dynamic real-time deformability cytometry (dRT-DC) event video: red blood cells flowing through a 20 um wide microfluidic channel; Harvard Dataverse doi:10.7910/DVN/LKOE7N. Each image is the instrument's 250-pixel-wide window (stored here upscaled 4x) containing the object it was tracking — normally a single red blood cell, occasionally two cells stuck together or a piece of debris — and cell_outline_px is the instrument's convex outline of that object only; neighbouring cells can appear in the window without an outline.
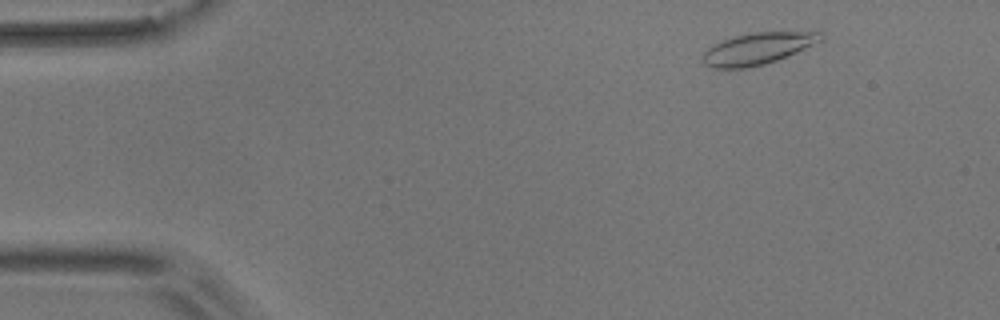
{"species": "common noctule bat (a hibernating species)", "species_latin": "Nyctalus noctula", "temperature_condition": "room temperature", "stored_images_in_passage": 50, "camera_frame_rate_fps": 3000, "um_per_image_px": 0.085, "animal": {"sex": "male", "body_mass_g": 17.9}, "frame": {"image": 1, "passage_image": 1, "time_ms": 0.0, "image_size_px": [1000, 320], "cell_outline_px": [[824, 40], [796, 52], [776, 60], [764, 64], [748, 68], [712, 68], [704, 64], [700, 60], [704, 52], [712, 44], [732, 36], [752, 32], [820, 32], [824, 36]], "centroid_in_image_um": [64.36, 4.13], "position_along_channel_um": 20.6, "area_um2": 21.91}}
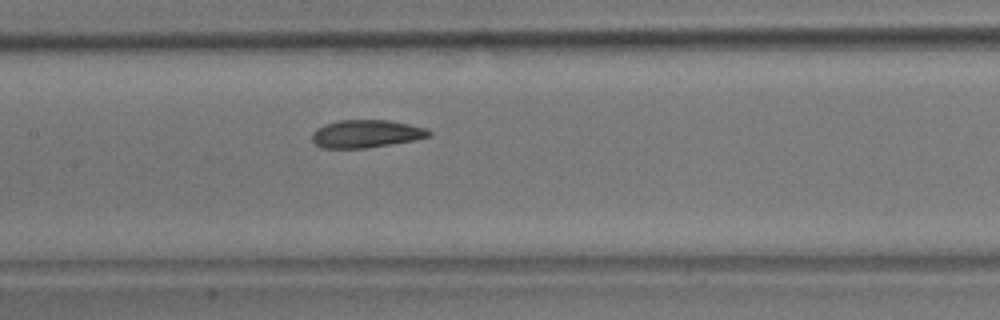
{"frame": {"image": 2, "passage_image": 21, "time_ms": 6.667, "image_size_px": [1000, 320], "cell_outline_px": [[432, 136], [416, 140], [368, 148], [320, 148], [312, 140], [312, 132], [316, 128], [324, 124], [340, 120], [388, 120], [428, 128], [432, 132]], "centroid_in_image_um": [31.14, 11.37], "position_along_channel_um": 176.3, "area_um2": 19.19}}
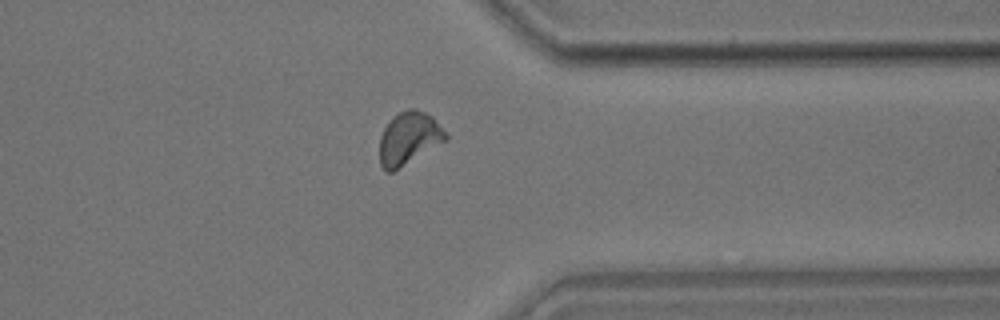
{"frame": {"image": 3, "passage_image": 38, "time_ms": 12.333, "image_size_px": [1000, 320], "cell_outline_px": [[448, 140], [392, 172], [384, 172], [380, 164], [380, 136], [384, 128], [392, 116], [408, 108], [416, 108], [432, 116], [448, 136]], "centroid_in_image_um": [34.74, 11.75], "position_along_channel_um": 376.7, "area_um2": 20.35}, "authors_computed_cell_mechanics": {"area_um2": 19.5653, "velocity_mm_per_s": 3.6346, "shape_relaxation_time_tau1_ms": 5.4945, "shape_relaxation_time_tau2_ms": 1.8229, "deformation_change_tau1": 0.1507, "deformation_change_tau2": 0.0684}}